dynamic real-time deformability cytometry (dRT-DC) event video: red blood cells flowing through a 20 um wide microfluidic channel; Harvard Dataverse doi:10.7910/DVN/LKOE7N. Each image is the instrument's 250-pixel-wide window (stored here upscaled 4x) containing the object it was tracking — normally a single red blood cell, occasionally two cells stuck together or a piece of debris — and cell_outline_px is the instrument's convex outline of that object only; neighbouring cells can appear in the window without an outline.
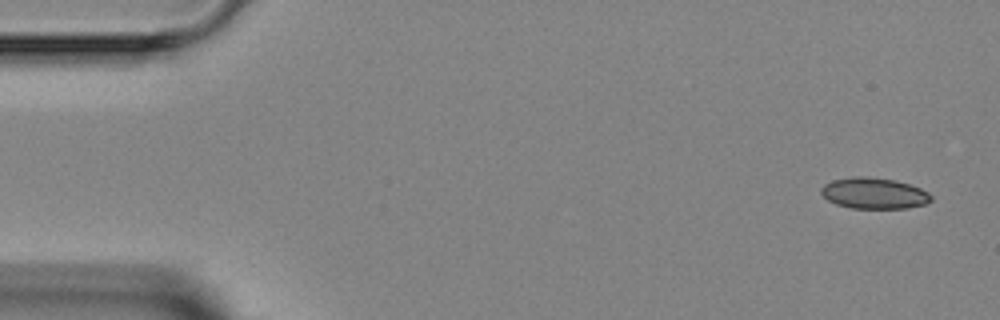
{"species": "Egyptian fruit bat (a non-hibernating species)", "species_latin": "Rousettus aegyptiacus", "temperature_condition": "room temperature", "stored_images_in_passage": 4, "camera_frame_rate_fps": 3000, "um_per_image_px": 0.085, "animal": {"sex": "female"}, "frame": {"image": 1, "passage_image": 1, "time_ms": 0.0, "image_size_px": [1000, 320], "cell_outline_px": [[932, 200], [924, 204], [908, 208], [852, 208], [836, 204], [828, 200], [820, 192], [820, 188], [824, 184], [832, 180], [852, 176], [868, 176], [896, 180], [920, 188], [928, 192], [932, 196]], "centroid_in_image_um": [74.27, 16.41], "position_along_channel_um": 10.7, "area_um2": 20.0}}
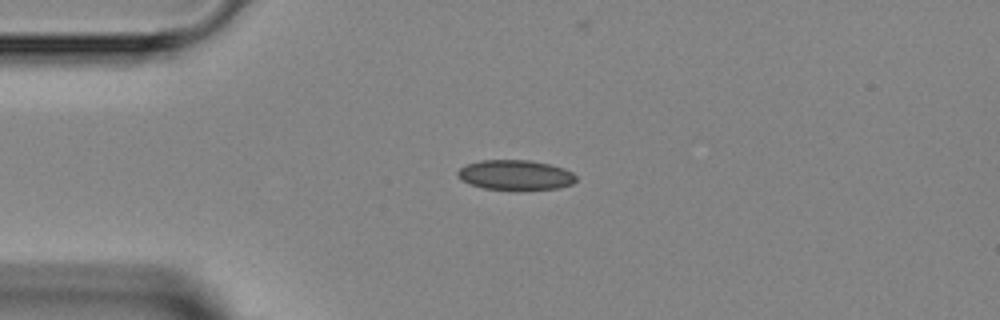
{"frame": {"image": 2, "passage_image": 3, "time_ms": 3.0, "image_size_px": [1000, 320], "cell_outline_px": [[576, 180], [572, 184], [560, 188], [484, 188], [460, 180], [456, 172], [460, 168], [468, 164], [480, 160], [528, 160], [548, 164], [564, 168], [572, 172], [576, 176]], "centroid_in_image_um": [43.81, 14.85], "position_along_channel_um": 41.2, "area_um2": 20.11}}